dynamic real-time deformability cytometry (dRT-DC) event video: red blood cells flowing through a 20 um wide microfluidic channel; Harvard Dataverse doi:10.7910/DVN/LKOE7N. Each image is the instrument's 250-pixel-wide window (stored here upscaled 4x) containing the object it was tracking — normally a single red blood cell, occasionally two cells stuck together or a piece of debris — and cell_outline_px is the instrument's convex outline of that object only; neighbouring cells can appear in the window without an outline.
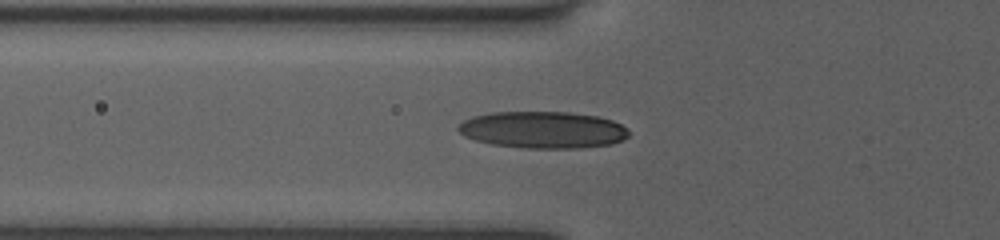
{"species": "human", "species_latin": "Homo sapiens", "temperature_condition": "room temperature", "stored_images_in_passage": 8, "camera_frame_rate_fps": 3000, "um_per_image_px": 0.085, "donor": {"sex": "female"}, "frame": {"image": 1, "passage_image": 3, "time_ms": 0.333, "image_size_px": [1000, 240], "cell_outline_px": [[628, 136], [612, 144], [580, 148], [524, 148], [492, 144], [476, 140], [464, 136], [456, 128], [464, 120], [472, 116], [492, 112], [568, 112], [596, 116], [612, 120], [620, 124], [628, 132]], "centroid_in_image_um": [46.11, 11.03], "position_along_channel_um": 79.7, "area_um2": 36.47}}